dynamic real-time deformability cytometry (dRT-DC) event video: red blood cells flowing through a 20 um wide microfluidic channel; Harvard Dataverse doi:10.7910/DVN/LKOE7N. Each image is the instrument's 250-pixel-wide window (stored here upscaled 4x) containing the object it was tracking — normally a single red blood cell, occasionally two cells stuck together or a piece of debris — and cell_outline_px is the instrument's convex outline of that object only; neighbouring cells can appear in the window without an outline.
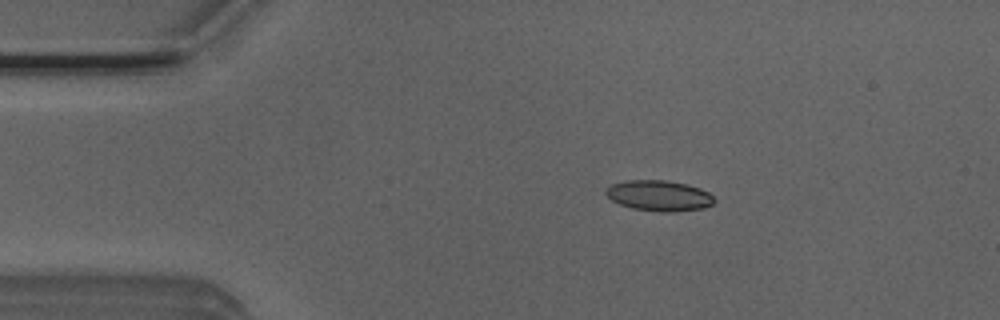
{"species": "Egyptian fruit bat (a non-hibernating species)", "species_latin": "Rousettus aegyptiacus", "temperature_condition": "room temperature", "stored_images_in_passage": 4, "camera_frame_rate_fps": 3000, "um_per_image_px": 0.085, "animal": {"sex": "male"}, "frame": {"image": 1, "passage_image": 2, "time_ms": 0.333, "image_size_px": [1000, 320], "cell_outline_px": [[716, 200], [712, 204], [704, 208], [672, 212], [660, 212], [632, 208], [620, 204], [612, 200], [604, 192], [604, 188], [612, 184], [624, 180], [664, 180], [688, 184], [700, 188], [708, 192]], "centroid_in_image_um": [56.01, 16.62], "position_along_channel_um": 29.0, "area_um2": 19.48}}
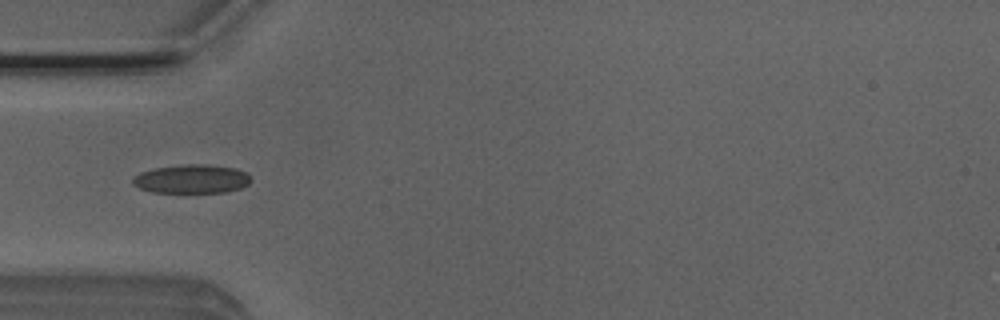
{"frame": {"image": 2, "passage_image": 4, "time_ms": 1.0, "image_size_px": [1000, 320], "cell_outline_px": [[252, 180], [248, 184], [240, 188], [228, 192], [152, 192], [140, 188], [132, 184], [132, 176], [140, 172], [156, 168], [184, 164], [204, 164], [236, 168], [248, 172]], "centroid_in_image_um": [16.31, 15.2], "position_along_channel_um": 68.7, "area_um2": 19.94}}